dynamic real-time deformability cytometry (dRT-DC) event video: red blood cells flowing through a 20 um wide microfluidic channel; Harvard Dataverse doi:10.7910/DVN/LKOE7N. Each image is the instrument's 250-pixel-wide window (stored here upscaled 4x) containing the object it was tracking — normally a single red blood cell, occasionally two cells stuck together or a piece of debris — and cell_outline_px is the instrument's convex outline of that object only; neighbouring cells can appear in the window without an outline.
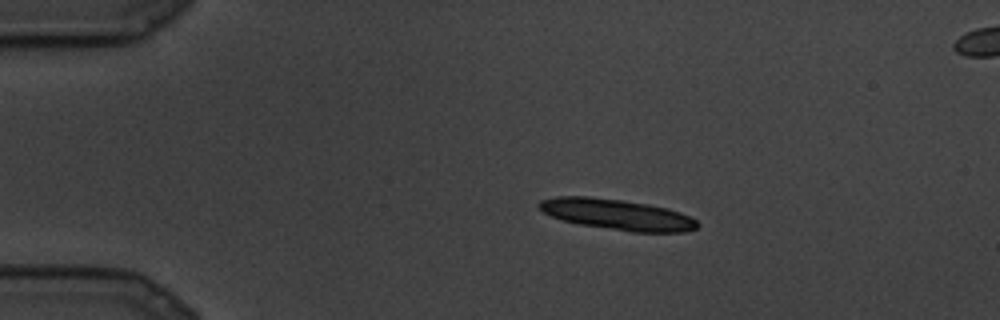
{"species": "common noctule bat (a hibernating species)", "species_latin": "Nyctalus noctula", "temperature_condition": "cold", "stored_images_in_passage": 16, "camera_frame_rate_fps": 3000, "um_per_image_px": 0.085, "animal": {"sex": "male", "body_mass_g": 19.5, "forearm_length_mm": 54.6}, "frame": {"image": 1, "passage_image": 5, "time_ms": 1.333, "image_size_px": [1000, 320], "cell_outline_px": [[700, 224], [696, 228], [684, 232], [632, 232], [580, 224], [560, 220], [544, 212], [536, 204], [540, 200], [556, 196], [588, 196], [620, 200], [648, 204], [668, 208], [680, 212], [696, 220]], "centroid_in_image_um": [52.44, 18.23], "position_along_channel_um": 32.6, "area_um2": 28.32}}
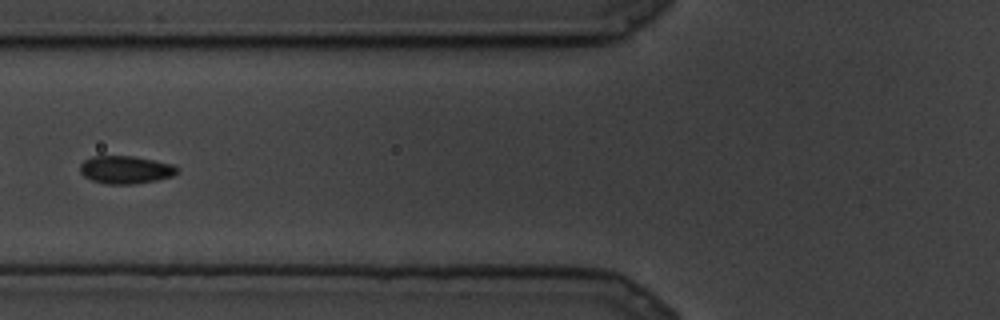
{"frame": {"image": 2, "passage_image": 10, "time_ms": 3.0, "image_size_px": [1000, 320], "cell_outline_px": [[180, 172], [172, 176], [156, 180], [132, 184], [104, 184], [92, 180], [84, 176], [80, 172], [80, 164], [84, 160], [92, 156], [132, 156], [156, 160], [172, 164], [180, 168]], "centroid_in_image_um": [10.69, 14.42], "position_along_channel_um": 115.1, "area_um2": 15.9}}